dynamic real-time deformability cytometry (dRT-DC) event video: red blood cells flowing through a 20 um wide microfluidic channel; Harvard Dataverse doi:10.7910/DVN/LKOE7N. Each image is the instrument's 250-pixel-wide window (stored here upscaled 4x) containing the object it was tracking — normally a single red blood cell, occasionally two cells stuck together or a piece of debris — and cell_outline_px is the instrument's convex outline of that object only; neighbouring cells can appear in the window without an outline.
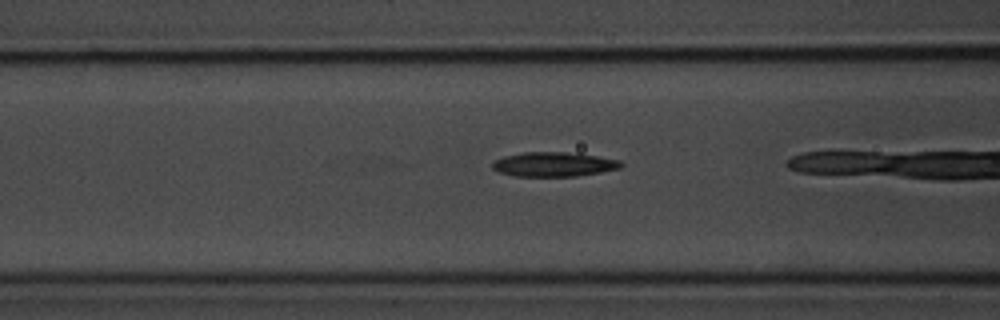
{"species": "common noctule bat (a hibernating species)", "species_latin": "Nyctalus noctula", "temperature_condition": "room temperature", "stored_images_in_passage": 38, "camera_frame_rate_fps": 3000, "um_per_image_px": 0.085, "animal": {"sex": "male", "body_mass_g": 20.1, "forearm_length_mm": 53.5}, "frame": {"image": 1, "passage_image": 17, "time_ms": 5.333, "image_size_px": [1000, 320], "cell_outline_px": [[624, 164], [620, 168], [600, 172], [576, 176], [516, 176], [500, 172], [492, 168], [492, 164], [496, 160], [504, 156], [524, 152], [564, 152], [596, 156], [620, 160]], "centroid_in_image_um": [47.08, 13.97], "position_along_channel_um": 119.5, "area_um2": 18.09}}
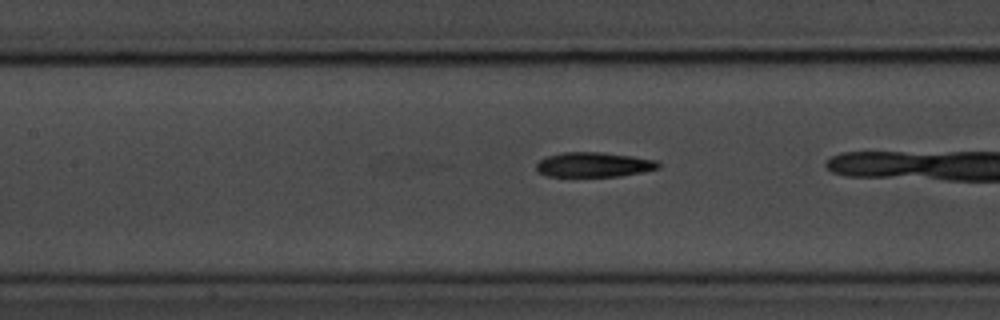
{"frame": {"image": 2, "passage_image": 20, "time_ms": 6.333, "image_size_px": [1000, 320], "cell_outline_px": [[660, 168], [644, 172], [620, 176], [548, 176], [540, 172], [536, 168], [536, 164], [540, 160], [548, 156], [564, 152], [604, 152], [632, 156], [656, 160], [660, 164]], "centroid_in_image_um": [50.52, 13.99], "position_along_channel_um": 156.9, "area_um2": 17.57}}